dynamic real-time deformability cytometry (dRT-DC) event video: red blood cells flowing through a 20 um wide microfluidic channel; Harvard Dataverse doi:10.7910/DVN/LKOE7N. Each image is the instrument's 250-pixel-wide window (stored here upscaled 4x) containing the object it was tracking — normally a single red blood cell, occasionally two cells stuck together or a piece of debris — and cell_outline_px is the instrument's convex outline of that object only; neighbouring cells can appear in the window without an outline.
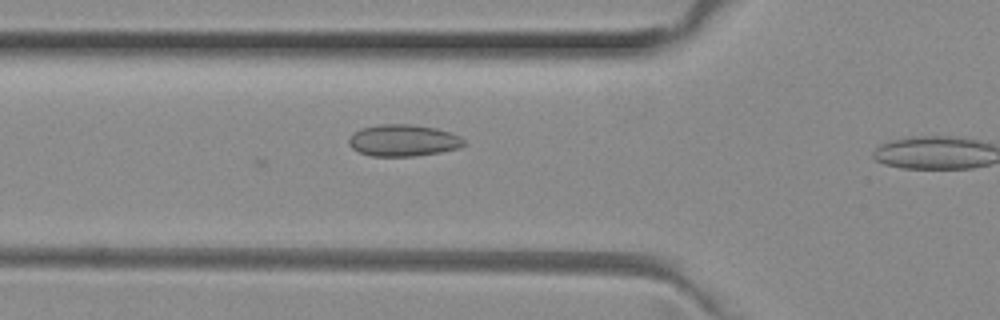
{"species": "common noctule bat (a hibernating species)", "species_latin": "Nyctalus noctula", "temperature_condition": "room temperature", "stored_images_in_passage": 28, "camera_frame_rate_fps": 3000, "um_per_image_px": 0.085, "animal": {"sex": "female", "body_mass_g": 29.2, "forearm_length_mm": 56.3}, "frame": {"image": 1, "passage_image": 5, "time_ms": 1.333, "image_size_px": [1000, 320], "cell_outline_px": [[464, 144], [460, 148], [440, 152], [416, 156], [372, 156], [360, 152], [352, 148], [348, 144], [348, 140], [360, 128], [380, 124], [412, 124], [436, 128], [460, 136], [464, 140]], "centroid_in_image_um": [34.28, 11.93], "position_along_channel_um": 91.5, "area_um2": 21.21}}
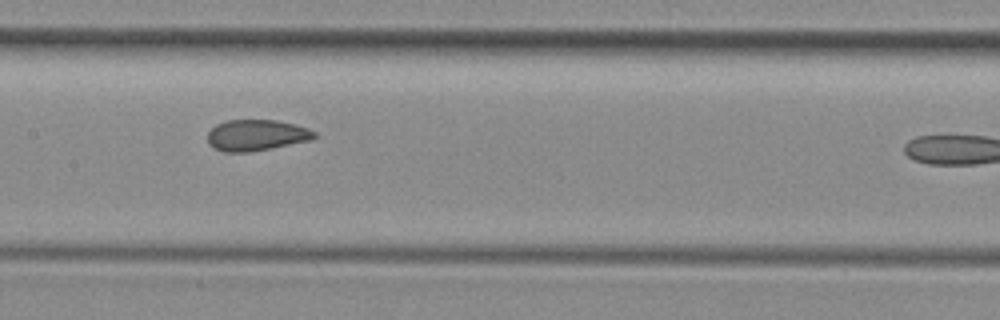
{"frame": {"image": 2, "passage_image": 12, "time_ms": 3.667, "image_size_px": [1000, 320], "cell_outline_px": [[316, 136], [312, 140], [248, 152], [224, 152], [208, 144], [208, 132], [216, 124], [228, 120], [276, 120], [296, 124], [308, 128], [316, 132]], "centroid_in_image_um": [21.81, 11.48], "position_along_channel_um": 185.6, "area_um2": 19.31}}
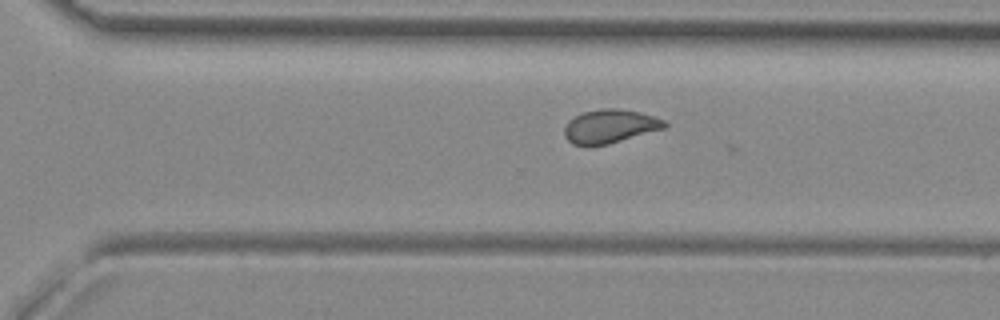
{"frame": {"image": 3, "passage_image": 22, "time_ms": 7.0, "image_size_px": [1000, 320], "cell_outline_px": [[668, 124], [664, 128], [608, 144], [588, 148], [572, 144], [564, 136], [564, 128], [568, 120], [584, 112], [604, 108], [616, 108], [640, 112], [664, 120]], "centroid_in_image_um": [51.79, 10.76], "position_along_channel_um": 318.8, "area_um2": 19.77}}